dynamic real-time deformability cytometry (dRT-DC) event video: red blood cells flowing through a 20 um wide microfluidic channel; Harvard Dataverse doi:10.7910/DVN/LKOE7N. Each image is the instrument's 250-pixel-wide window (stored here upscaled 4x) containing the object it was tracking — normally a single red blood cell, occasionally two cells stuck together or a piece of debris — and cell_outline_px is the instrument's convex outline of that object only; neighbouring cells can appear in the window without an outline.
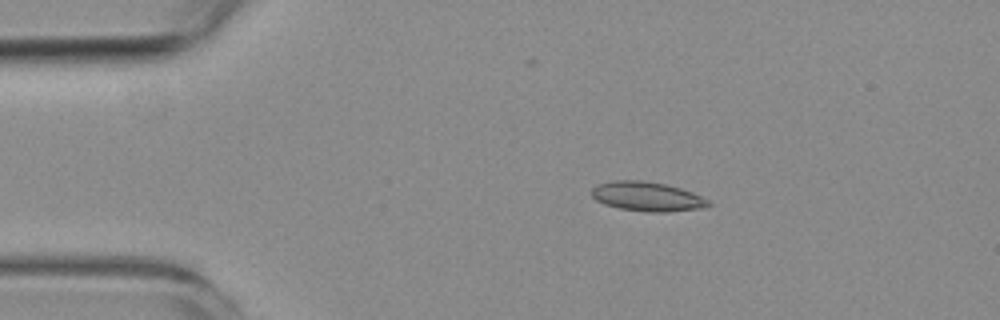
{"species": "common noctule bat (a hibernating species)", "species_latin": "Nyctalus noctula", "temperature_condition": "room temperature", "stored_images_in_passage": 7, "camera_frame_rate_fps": 3000, "um_per_image_px": 0.085, "animal": {"sex": "female", "body_mass_g": 19.3, "forearm_length_mm": 54.1}, "frame": {"image": 1, "passage_image": 1, "time_ms": 0.0, "image_size_px": [1000, 320], "cell_outline_px": [[712, 204], [708, 208], [668, 212], [648, 212], [620, 208], [604, 204], [596, 200], [592, 196], [592, 188], [596, 184], [612, 180], [640, 180], [664, 184], [680, 188], [692, 192], [708, 200]], "centroid_in_image_um": [55.02, 16.71], "position_along_channel_um": 30.0, "area_um2": 20.11}}
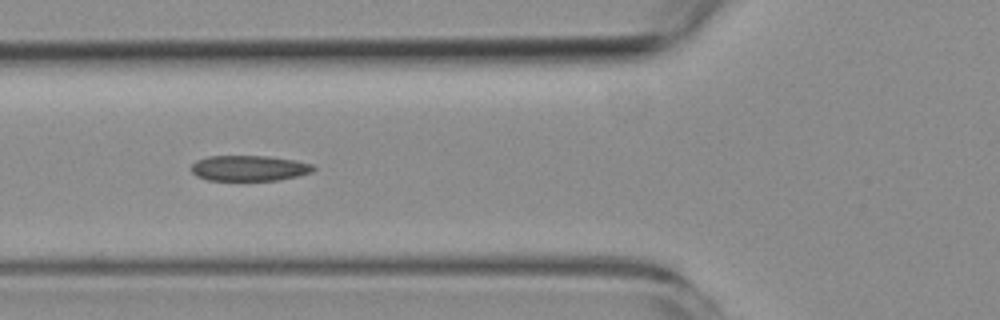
{"frame": {"image": 2, "passage_image": 4, "time_ms": 3.333, "image_size_px": [1000, 320], "cell_outline_px": [[316, 168], [312, 172], [296, 176], [276, 180], [208, 180], [196, 176], [192, 172], [192, 164], [196, 160], [208, 156], [268, 156], [296, 160], [312, 164]], "centroid_in_image_um": [21.17, 14.29], "position_along_channel_um": 104.6, "area_um2": 18.15}}
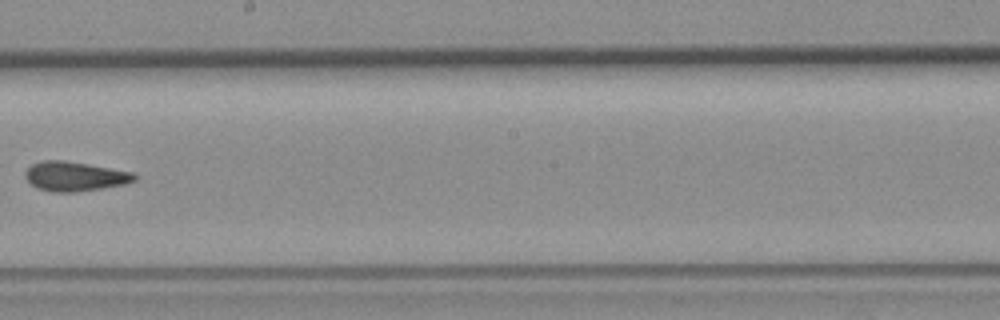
{"frame": {"image": 3, "passage_image": 7, "time_ms": 7.0, "image_size_px": [1000, 320], "cell_outline_px": [[136, 180], [124, 184], [76, 192], [52, 192], [36, 188], [24, 176], [24, 172], [32, 164], [44, 160], [64, 160], [88, 164], [132, 172], [136, 176]], "centroid_in_image_um": [6.32, 14.99], "position_along_channel_um": 241.9, "area_um2": 18.61}}